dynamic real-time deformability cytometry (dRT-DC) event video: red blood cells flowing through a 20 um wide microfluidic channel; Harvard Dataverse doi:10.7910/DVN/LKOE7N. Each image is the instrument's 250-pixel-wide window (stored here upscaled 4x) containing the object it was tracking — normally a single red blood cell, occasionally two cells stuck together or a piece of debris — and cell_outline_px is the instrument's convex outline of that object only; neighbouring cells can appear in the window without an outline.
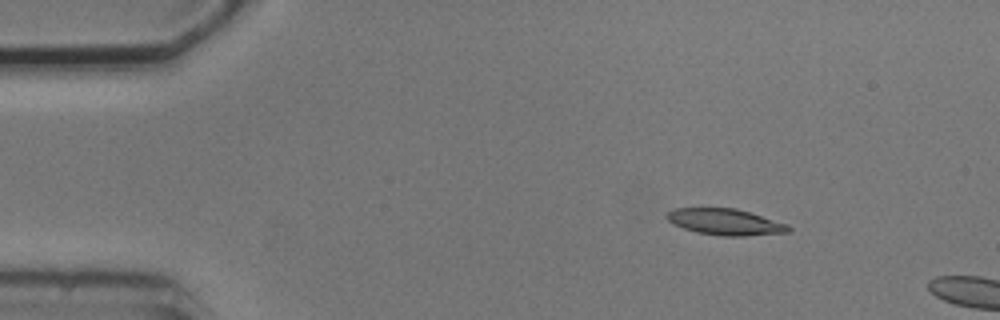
{"species": "common noctule bat (a hibernating species)", "species_latin": "Nyctalus noctula", "temperature_condition": "cold", "stored_images_in_passage": 2, "camera_frame_rate_fps": 3000, "um_per_image_px": 0.085, "animal": {"sex": "male", "body_mass_g": 20.5, "forearm_length_mm": 52.5}, "frame": {"image": 1, "passage_image": 1, "time_ms": 0.0, "image_size_px": [1000, 320], "cell_outline_px": [[792, 228], [788, 232], [744, 236], [724, 236], [696, 232], [684, 228], [668, 220], [664, 216], [668, 212], [676, 208], [736, 208], [788, 224]], "centroid_in_image_um": [61.66, 18.86], "position_along_channel_um": 23.3, "area_um2": 18.44}}